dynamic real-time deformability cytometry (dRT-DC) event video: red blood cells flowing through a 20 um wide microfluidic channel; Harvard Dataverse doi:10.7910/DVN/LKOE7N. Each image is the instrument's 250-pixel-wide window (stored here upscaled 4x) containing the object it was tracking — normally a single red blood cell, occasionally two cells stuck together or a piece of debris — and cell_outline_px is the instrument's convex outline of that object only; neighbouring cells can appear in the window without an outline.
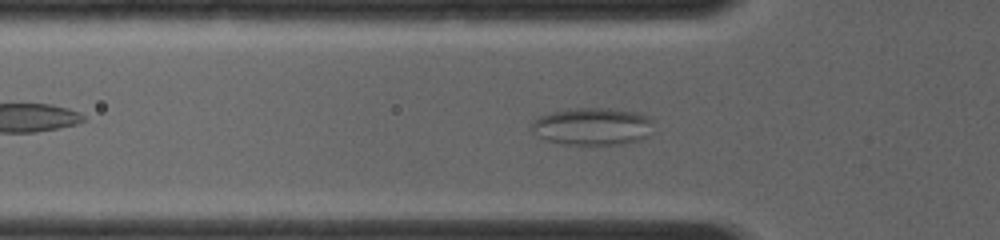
{"species": "common noctule bat (a hibernating species)", "species_latin": "Nyctalus noctula", "temperature_condition": "room temperature", "stored_images_in_passage": 14, "camera_frame_rate_fps": 4000, "um_per_image_px": 0.085, "animal": {"sex": "female", "body_mass_g": 19.0, "forearm_length_mm": 56.7}, "frame": {"image": 1, "passage_image": 14, "time_ms": 4.0, "image_size_px": [1000, 240], "cell_outline_px": [[652, 120], [644, 136], [640, 140], [620, 144], [564, 144], [548, 140], [536, 136], [528, 128], [532, 120], [540, 116], [552, 112], [572, 108], [608, 108], [640, 112], [648, 116]], "centroid_in_image_um": [50.26, 10.73], "position_along_channel_um": 75.5, "area_um2": 26.47}}